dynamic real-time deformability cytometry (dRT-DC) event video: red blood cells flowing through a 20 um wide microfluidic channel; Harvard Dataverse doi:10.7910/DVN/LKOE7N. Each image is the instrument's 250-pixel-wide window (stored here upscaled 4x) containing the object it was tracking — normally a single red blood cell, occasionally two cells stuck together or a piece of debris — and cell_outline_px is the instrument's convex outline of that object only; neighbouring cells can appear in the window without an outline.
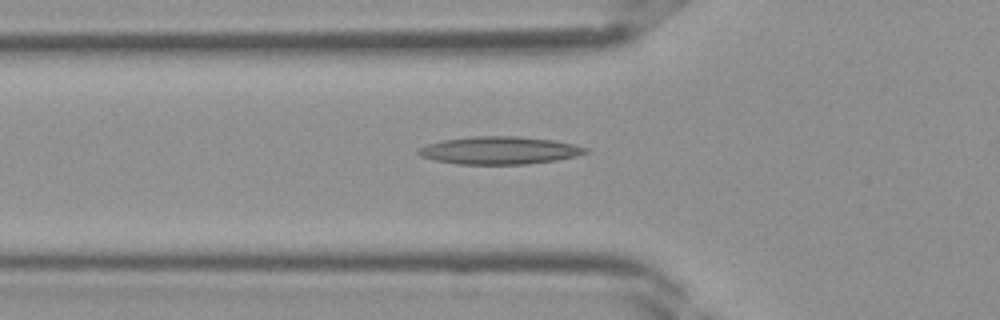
{"species": "Egyptian fruit bat (a non-hibernating species)", "species_latin": "Rousettus aegyptiacus", "temperature_condition": "room temperature", "stored_images_in_passage": 26, "camera_frame_rate_fps": 3000, "um_per_image_px": 0.085, "frame": {"image": 1, "passage_image": 2, "time_ms": 0.333, "image_size_px": [1000, 320], "cell_outline_px": [[588, 152], [576, 156], [556, 160], [528, 164], [456, 164], [436, 160], [420, 156], [416, 152], [420, 148], [428, 144], [444, 140], [472, 136], [516, 136], [552, 140], [576, 144], [588, 148]], "centroid_in_image_um": [42.48, 12.78], "position_along_channel_um": 83.3, "area_um2": 26.88}}
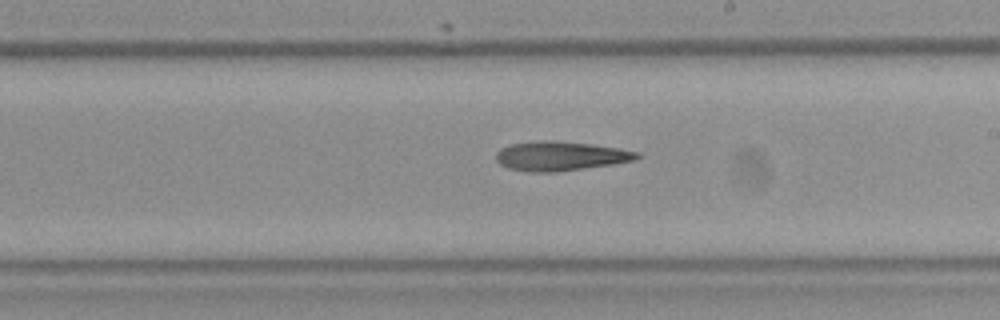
{"frame": {"image": 2, "passage_image": 11, "time_ms": 3.333, "image_size_px": [1000, 320], "cell_outline_px": [[644, 156], [636, 160], [612, 164], [556, 172], [528, 172], [508, 168], [500, 164], [496, 160], [496, 152], [500, 148], [512, 144], [544, 140], [552, 140], [592, 144], [620, 148], [640, 152]], "centroid_in_image_um": [47.68, 13.26], "position_along_channel_um": 241.3, "area_um2": 24.22}}
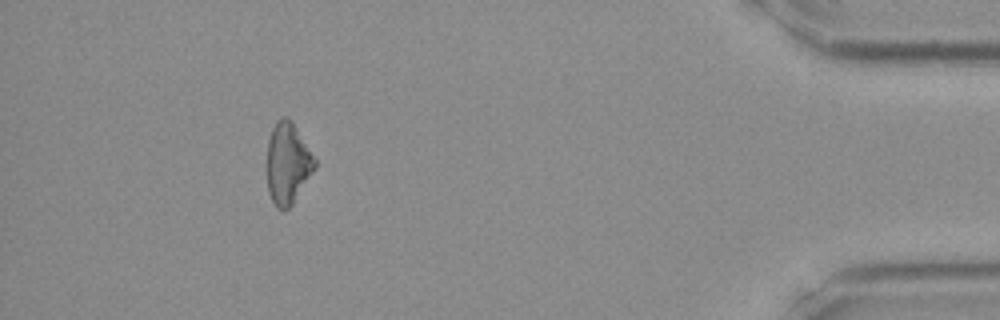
{"frame": {"image": 3, "passage_image": 24, "time_ms": 7.667, "image_size_px": [1000, 320], "cell_outline_px": [[316, 168], [292, 204], [284, 212], [276, 208], [268, 192], [264, 168], [264, 164], [268, 140], [272, 128], [276, 120], [284, 116], [288, 116], [292, 120], [316, 160]], "centroid_in_image_um": [24.4, 13.89], "position_along_channel_um": 410.8, "area_um2": 23.47}}